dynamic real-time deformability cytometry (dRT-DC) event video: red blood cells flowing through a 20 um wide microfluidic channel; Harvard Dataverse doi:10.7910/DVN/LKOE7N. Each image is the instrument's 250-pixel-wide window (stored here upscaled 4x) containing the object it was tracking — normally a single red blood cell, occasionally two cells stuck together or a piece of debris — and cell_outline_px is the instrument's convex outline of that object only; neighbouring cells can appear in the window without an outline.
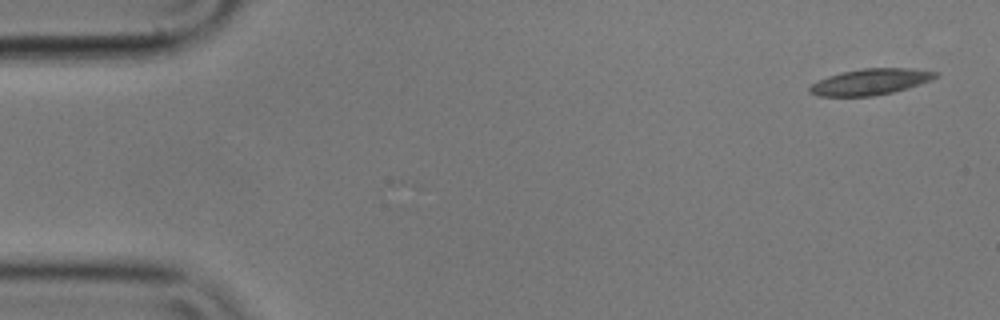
{"species": "common noctule bat (a hibernating species)", "species_latin": "Nyctalus noctula", "temperature_condition": "cold", "stored_images_in_passage": 8, "camera_frame_rate_fps": 3000, "um_per_image_px": 0.085, "animal": {"sex": "male", "body_mass_g": 17.9}, "frame": {"image": 1, "passage_image": 1, "time_ms": 0.0, "image_size_px": [1000, 320], "cell_outline_px": [[940, 76], [932, 80], [920, 84], [892, 92], [872, 96], [820, 96], [808, 92], [808, 88], [812, 84], [828, 76], [844, 72], [864, 68], [908, 68], [940, 72]], "centroid_in_image_um": [74.03, 6.95], "position_along_channel_um": 11.0, "area_um2": 19.02}}
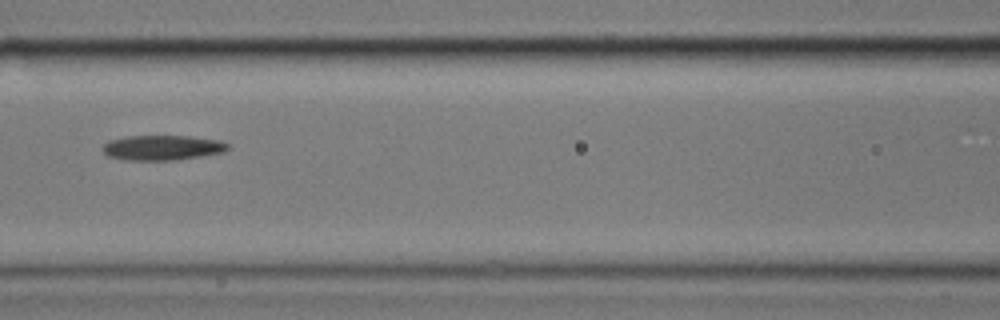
{"frame": {"image": 2, "passage_image": 7, "time_ms": 2.0, "image_size_px": [1000, 320], "cell_outline_px": [[228, 148], [224, 152], [176, 160], [124, 160], [108, 156], [100, 148], [108, 140], [128, 136], [188, 136], [220, 140], [228, 144]], "centroid_in_image_um": [13.76, 12.55], "position_along_channel_um": 152.8, "area_um2": 18.26}}
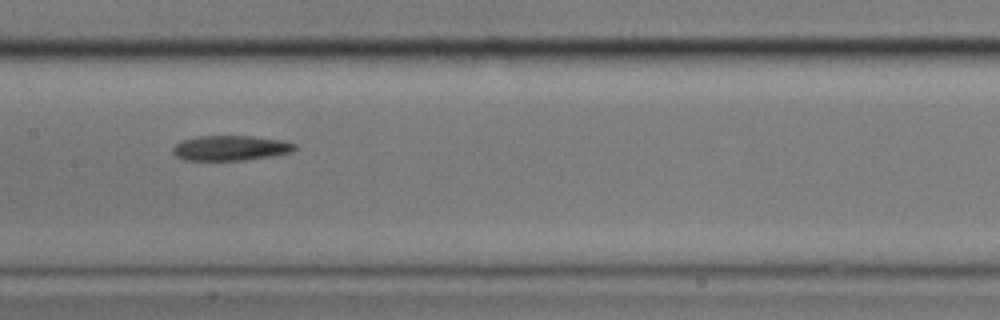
{"frame": {"image": 3, "passage_image": 8, "time_ms": 2.333, "image_size_px": [1000, 320], "cell_outline_px": [[296, 148], [292, 152], [272, 156], [244, 160], [184, 160], [176, 156], [172, 152], [172, 148], [176, 144], [184, 140], [196, 136], [252, 136], [284, 140], [296, 144]], "centroid_in_image_um": [19.61, 12.58], "position_along_channel_um": 187.8, "area_um2": 17.86}}